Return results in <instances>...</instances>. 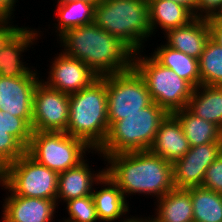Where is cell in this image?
I'll use <instances>...</instances> for the list:
<instances>
[{
	"label": "cell",
	"instance_id": "obj_34",
	"mask_svg": "<svg viewBox=\"0 0 222 222\" xmlns=\"http://www.w3.org/2000/svg\"><path fill=\"white\" fill-rule=\"evenodd\" d=\"M188 8L195 16H197V0H171Z\"/></svg>",
	"mask_w": 222,
	"mask_h": 222
},
{
	"label": "cell",
	"instance_id": "obj_2",
	"mask_svg": "<svg viewBox=\"0 0 222 222\" xmlns=\"http://www.w3.org/2000/svg\"><path fill=\"white\" fill-rule=\"evenodd\" d=\"M105 173L123 192L158 198L174 188L172 163L150 150L112 154L103 157Z\"/></svg>",
	"mask_w": 222,
	"mask_h": 222
},
{
	"label": "cell",
	"instance_id": "obj_11",
	"mask_svg": "<svg viewBox=\"0 0 222 222\" xmlns=\"http://www.w3.org/2000/svg\"><path fill=\"white\" fill-rule=\"evenodd\" d=\"M222 154V140L190 147L188 152L172 163L176 189L201 187L206 169Z\"/></svg>",
	"mask_w": 222,
	"mask_h": 222
},
{
	"label": "cell",
	"instance_id": "obj_25",
	"mask_svg": "<svg viewBox=\"0 0 222 222\" xmlns=\"http://www.w3.org/2000/svg\"><path fill=\"white\" fill-rule=\"evenodd\" d=\"M172 114L179 120L190 147L222 140V130L217 125L196 117L187 108Z\"/></svg>",
	"mask_w": 222,
	"mask_h": 222
},
{
	"label": "cell",
	"instance_id": "obj_13",
	"mask_svg": "<svg viewBox=\"0 0 222 222\" xmlns=\"http://www.w3.org/2000/svg\"><path fill=\"white\" fill-rule=\"evenodd\" d=\"M55 55L49 66L48 78L46 81L41 79L48 87L71 94L88 87L98 78L82 61L61 51Z\"/></svg>",
	"mask_w": 222,
	"mask_h": 222
},
{
	"label": "cell",
	"instance_id": "obj_35",
	"mask_svg": "<svg viewBox=\"0 0 222 222\" xmlns=\"http://www.w3.org/2000/svg\"><path fill=\"white\" fill-rule=\"evenodd\" d=\"M126 218L125 219H123L122 221H120V220H118V222H153V219H152V217L150 216V217H138V216H128L127 217V215L125 216Z\"/></svg>",
	"mask_w": 222,
	"mask_h": 222
},
{
	"label": "cell",
	"instance_id": "obj_21",
	"mask_svg": "<svg viewBox=\"0 0 222 222\" xmlns=\"http://www.w3.org/2000/svg\"><path fill=\"white\" fill-rule=\"evenodd\" d=\"M153 222H193V205L189 189L173 188L154 200Z\"/></svg>",
	"mask_w": 222,
	"mask_h": 222
},
{
	"label": "cell",
	"instance_id": "obj_3",
	"mask_svg": "<svg viewBox=\"0 0 222 222\" xmlns=\"http://www.w3.org/2000/svg\"><path fill=\"white\" fill-rule=\"evenodd\" d=\"M69 111L65 132L98 150L109 132L106 82L98 77L88 87L69 94Z\"/></svg>",
	"mask_w": 222,
	"mask_h": 222
},
{
	"label": "cell",
	"instance_id": "obj_28",
	"mask_svg": "<svg viewBox=\"0 0 222 222\" xmlns=\"http://www.w3.org/2000/svg\"><path fill=\"white\" fill-rule=\"evenodd\" d=\"M201 85L222 86V46L211 37L198 59Z\"/></svg>",
	"mask_w": 222,
	"mask_h": 222
},
{
	"label": "cell",
	"instance_id": "obj_1",
	"mask_svg": "<svg viewBox=\"0 0 222 222\" xmlns=\"http://www.w3.org/2000/svg\"><path fill=\"white\" fill-rule=\"evenodd\" d=\"M56 39L62 53L82 61L98 77L132 68L134 52L94 22L64 31Z\"/></svg>",
	"mask_w": 222,
	"mask_h": 222
},
{
	"label": "cell",
	"instance_id": "obj_8",
	"mask_svg": "<svg viewBox=\"0 0 222 222\" xmlns=\"http://www.w3.org/2000/svg\"><path fill=\"white\" fill-rule=\"evenodd\" d=\"M0 181L14 195L56 201L58 173L39 164L26 152L0 172Z\"/></svg>",
	"mask_w": 222,
	"mask_h": 222
},
{
	"label": "cell",
	"instance_id": "obj_12",
	"mask_svg": "<svg viewBox=\"0 0 222 222\" xmlns=\"http://www.w3.org/2000/svg\"><path fill=\"white\" fill-rule=\"evenodd\" d=\"M38 72L35 68L26 76L14 78L0 76V110L23 118L30 126L34 90L41 80Z\"/></svg>",
	"mask_w": 222,
	"mask_h": 222
},
{
	"label": "cell",
	"instance_id": "obj_16",
	"mask_svg": "<svg viewBox=\"0 0 222 222\" xmlns=\"http://www.w3.org/2000/svg\"><path fill=\"white\" fill-rule=\"evenodd\" d=\"M31 137L32 128L23 118L0 110V172L26 152Z\"/></svg>",
	"mask_w": 222,
	"mask_h": 222
},
{
	"label": "cell",
	"instance_id": "obj_19",
	"mask_svg": "<svg viewBox=\"0 0 222 222\" xmlns=\"http://www.w3.org/2000/svg\"><path fill=\"white\" fill-rule=\"evenodd\" d=\"M189 149V142L179 120L173 114H168L160 123L153 145L149 150L173 163L182 158Z\"/></svg>",
	"mask_w": 222,
	"mask_h": 222
},
{
	"label": "cell",
	"instance_id": "obj_10",
	"mask_svg": "<svg viewBox=\"0 0 222 222\" xmlns=\"http://www.w3.org/2000/svg\"><path fill=\"white\" fill-rule=\"evenodd\" d=\"M69 94L40 80L34 90L32 131L65 132L69 120Z\"/></svg>",
	"mask_w": 222,
	"mask_h": 222
},
{
	"label": "cell",
	"instance_id": "obj_27",
	"mask_svg": "<svg viewBox=\"0 0 222 222\" xmlns=\"http://www.w3.org/2000/svg\"><path fill=\"white\" fill-rule=\"evenodd\" d=\"M193 222H222V194L204 187L190 188Z\"/></svg>",
	"mask_w": 222,
	"mask_h": 222
},
{
	"label": "cell",
	"instance_id": "obj_23",
	"mask_svg": "<svg viewBox=\"0 0 222 222\" xmlns=\"http://www.w3.org/2000/svg\"><path fill=\"white\" fill-rule=\"evenodd\" d=\"M187 109L222 130V86L200 85L193 89Z\"/></svg>",
	"mask_w": 222,
	"mask_h": 222
},
{
	"label": "cell",
	"instance_id": "obj_18",
	"mask_svg": "<svg viewBox=\"0 0 222 222\" xmlns=\"http://www.w3.org/2000/svg\"><path fill=\"white\" fill-rule=\"evenodd\" d=\"M164 36L170 48L199 59L211 33L207 18L196 16L187 25L168 30Z\"/></svg>",
	"mask_w": 222,
	"mask_h": 222
},
{
	"label": "cell",
	"instance_id": "obj_7",
	"mask_svg": "<svg viewBox=\"0 0 222 222\" xmlns=\"http://www.w3.org/2000/svg\"><path fill=\"white\" fill-rule=\"evenodd\" d=\"M86 152L95 154L82 139L66 132L52 131H32L26 149V153L36 162L58 174L78 166L87 158Z\"/></svg>",
	"mask_w": 222,
	"mask_h": 222
},
{
	"label": "cell",
	"instance_id": "obj_32",
	"mask_svg": "<svg viewBox=\"0 0 222 222\" xmlns=\"http://www.w3.org/2000/svg\"><path fill=\"white\" fill-rule=\"evenodd\" d=\"M18 0H0V18L12 20L15 6ZM13 15V16H12Z\"/></svg>",
	"mask_w": 222,
	"mask_h": 222
},
{
	"label": "cell",
	"instance_id": "obj_24",
	"mask_svg": "<svg viewBox=\"0 0 222 222\" xmlns=\"http://www.w3.org/2000/svg\"><path fill=\"white\" fill-rule=\"evenodd\" d=\"M164 44V45H163ZM157 46L151 56L164 67L170 68L186 80L194 89L201 85L198 59L170 48L164 42Z\"/></svg>",
	"mask_w": 222,
	"mask_h": 222
},
{
	"label": "cell",
	"instance_id": "obj_15",
	"mask_svg": "<svg viewBox=\"0 0 222 222\" xmlns=\"http://www.w3.org/2000/svg\"><path fill=\"white\" fill-rule=\"evenodd\" d=\"M39 30V31H38ZM21 26L2 46L0 50V76L1 77H20L30 73L34 66L29 67L23 60V53L30 50L28 48L36 44L44 31L38 28ZM42 34V35H40ZM36 42V43H35ZM25 63V64H24ZM27 64V65H26Z\"/></svg>",
	"mask_w": 222,
	"mask_h": 222
},
{
	"label": "cell",
	"instance_id": "obj_4",
	"mask_svg": "<svg viewBox=\"0 0 222 222\" xmlns=\"http://www.w3.org/2000/svg\"><path fill=\"white\" fill-rule=\"evenodd\" d=\"M94 23L134 53H143L145 41L152 36L148 0H100L95 5Z\"/></svg>",
	"mask_w": 222,
	"mask_h": 222
},
{
	"label": "cell",
	"instance_id": "obj_33",
	"mask_svg": "<svg viewBox=\"0 0 222 222\" xmlns=\"http://www.w3.org/2000/svg\"><path fill=\"white\" fill-rule=\"evenodd\" d=\"M211 38L222 46V21H208Z\"/></svg>",
	"mask_w": 222,
	"mask_h": 222
},
{
	"label": "cell",
	"instance_id": "obj_6",
	"mask_svg": "<svg viewBox=\"0 0 222 222\" xmlns=\"http://www.w3.org/2000/svg\"><path fill=\"white\" fill-rule=\"evenodd\" d=\"M132 67L144 79L153 102L169 114L187 108L194 88L176 72L141 51L133 54Z\"/></svg>",
	"mask_w": 222,
	"mask_h": 222
},
{
	"label": "cell",
	"instance_id": "obj_26",
	"mask_svg": "<svg viewBox=\"0 0 222 222\" xmlns=\"http://www.w3.org/2000/svg\"><path fill=\"white\" fill-rule=\"evenodd\" d=\"M97 3L75 1L57 4L55 8L57 20H54L55 34L58 37L64 31L94 22L95 5ZM57 21V23H56Z\"/></svg>",
	"mask_w": 222,
	"mask_h": 222
},
{
	"label": "cell",
	"instance_id": "obj_20",
	"mask_svg": "<svg viewBox=\"0 0 222 222\" xmlns=\"http://www.w3.org/2000/svg\"><path fill=\"white\" fill-rule=\"evenodd\" d=\"M100 186L101 189L94 187L92 191L99 221L117 222L116 220L120 218L122 221L124 215L129 214L131 208L128 204L129 201L125 199L123 192L106 173L100 178Z\"/></svg>",
	"mask_w": 222,
	"mask_h": 222
},
{
	"label": "cell",
	"instance_id": "obj_17",
	"mask_svg": "<svg viewBox=\"0 0 222 222\" xmlns=\"http://www.w3.org/2000/svg\"><path fill=\"white\" fill-rule=\"evenodd\" d=\"M88 162V163H87ZM105 169L94 171L86 158L78 166L58 174L56 203L59 206L71 199L92 195L94 186L100 185ZM95 184V185H94ZM63 200V201H62Z\"/></svg>",
	"mask_w": 222,
	"mask_h": 222
},
{
	"label": "cell",
	"instance_id": "obj_29",
	"mask_svg": "<svg viewBox=\"0 0 222 222\" xmlns=\"http://www.w3.org/2000/svg\"><path fill=\"white\" fill-rule=\"evenodd\" d=\"M68 218L59 222H100L92 195L66 201Z\"/></svg>",
	"mask_w": 222,
	"mask_h": 222
},
{
	"label": "cell",
	"instance_id": "obj_9",
	"mask_svg": "<svg viewBox=\"0 0 222 222\" xmlns=\"http://www.w3.org/2000/svg\"><path fill=\"white\" fill-rule=\"evenodd\" d=\"M101 78L107 85L109 128L116 121L125 119L153 103L144 79L133 67L125 72Z\"/></svg>",
	"mask_w": 222,
	"mask_h": 222
},
{
	"label": "cell",
	"instance_id": "obj_14",
	"mask_svg": "<svg viewBox=\"0 0 222 222\" xmlns=\"http://www.w3.org/2000/svg\"><path fill=\"white\" fill-rule=\"evenodd\" d=\"M0 186L8 191L3 199L1 222H55V200L14 195L1 181Z\"/></svg>",
	"mask_w": 222,
	"mask_h": 222
},
{
	"label": "cell",
	"instance_id": "obj_5",
	"mask_svg": "<svg viewBox=\"0 0 222 222\" xmlns=\"http://www.w3.org/2000/svg\"><path fill=\"white\" fill-rule=\"evenodd\" d=\"M169 113L153 102L137 113L116 121L110 128L103 145L95 150L100 157L112 154L149 150L153 145L160 123Z\"/></svg>",
	"mask_w": 222,
	"mask_h": 222
},
{
	"label": "cell",
	"instance_id": "obj_36",
	"mask_svg": "<svg viewBox=\"0 0 222 222\" xmlns=\"http://www.w3.org/2000/svg\"><path fill=\"white\" fill-rule=\"evenodd\" d=\"M208 21H222V5L215 11V13L207 18Z\"/></svg>",
	"mask_w": 222,
	"mask_h": 222
},
{
	"label": "cell",
	"instance_id": "obj_37",
	"mask_svg": "<svg viewBox=\"0 0 222 222\" xmlns=\"http://www.w3.org/2000/svg\"><path fill=\"white\" fill-rule=\"evenodd\" d=\"M75 1L98 3L100 0H57L56 4H65V3L75 2Z\"/></svg>",
	"mask_w": 222,
	"mask_h": 222
},
{
	"label": "cell",
	"instance_id": "obj_22",
	"mask_svg": "<svg viewBox=\"0 0 222 222\" xmlns=\"http://www.w3.org/2000/svg\"><path fill=\"white\" fill-rule=\"evenodd\" d=\"M152 36L156 29L168 30L187 25L196 16L185 6L171 0H148ZM159 27V28H157Z\"/></svg>",
	"mask_w": 222,
	"mask_h": 222
},
{
	"label": "cell",
	"instance_id": "obj_31",
	"mask_svg": "<svg viewBox=\"0 0 222 222\" xmlns=\"http://www.w3.org/2000/svg\"><path fill=\"white\" fill-rule=\"evenodd\" d=\"M222 5V0H197V17L208 18Z\"/></svg>",
	"mask_w": 222,
	"mask_h": 222
},
{
	"label": "cell",
	"instance_id": "obj_30",
	"mask_svg": "<svg viewBox=\"0 0 222 222\" xmlns=\"http://www.w3.org/2000/svg\"><path fill=\"white\" fill-rule=\"evenodd\" d=\"M201 187L222 194V154L206 169Z\"/></svg>",
	"mask_w": 222,
	"mask_h": 222
}]
</instances>
